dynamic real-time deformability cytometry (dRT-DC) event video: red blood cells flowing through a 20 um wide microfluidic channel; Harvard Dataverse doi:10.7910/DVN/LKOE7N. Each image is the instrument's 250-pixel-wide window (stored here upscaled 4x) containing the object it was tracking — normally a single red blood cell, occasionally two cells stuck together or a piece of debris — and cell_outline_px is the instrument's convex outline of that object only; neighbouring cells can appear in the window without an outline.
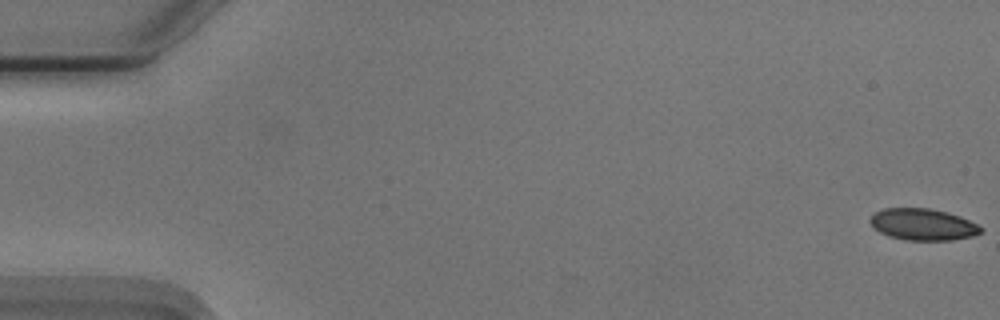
{"species": "Egyptian fruit bat (a non-hibernating species)", "species_latin": "Rousettus aegyptiacus", "temperature_condition": "cold", "stored_images_in_passage": 55, "camera_frame_rate_fps": 3000, "um_per_image_px": 0.085, "animal": {"sex": "male"}, "frame": {"image": 1, "passage_image": 1, "time_ms": 0.0, "image_size_px": [1000, 320], "cell_outline_px": [[984, 228], [980, 232], [972, 236], [952, 240], [904, 240], [888, 236], [880, 232], [868, 220], [876, 212], [884, 208], [928, 208], [948, 212], [960, 216]], "centroid_in_image_um": [78.45, 19.08], "position_along_channel_um": 6.6, "area_um2": 20.29}}
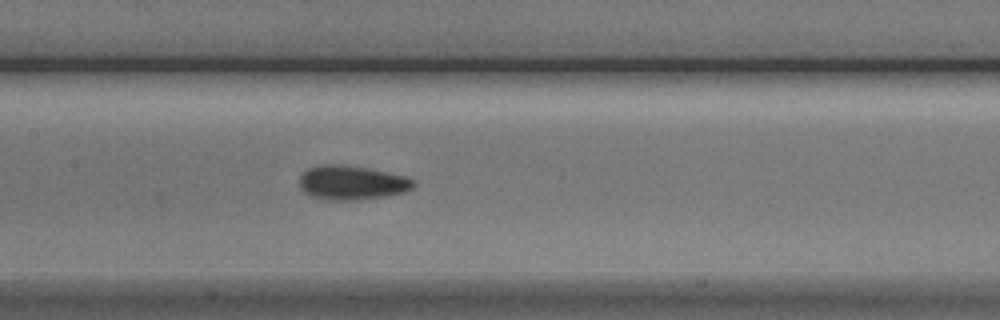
{"frame": {"image": 2, "passage_image": 27, "time_ms": 8.667, "image_size_px": [1000, 320], "cell_outline_px": [[416, 184], [412, 188], [404, 192], [388, 196], [356, 200], [328, 200], [308, 196], [300, 188], [300, 176], [308, 168], [316, 164], [340, 164], [388, 172], [408, 176], [416, 180]], "centroid_in_image_um": [29.91, 15.53], "position_along_channel_um": 177.5, "area_um2": 23.06}}
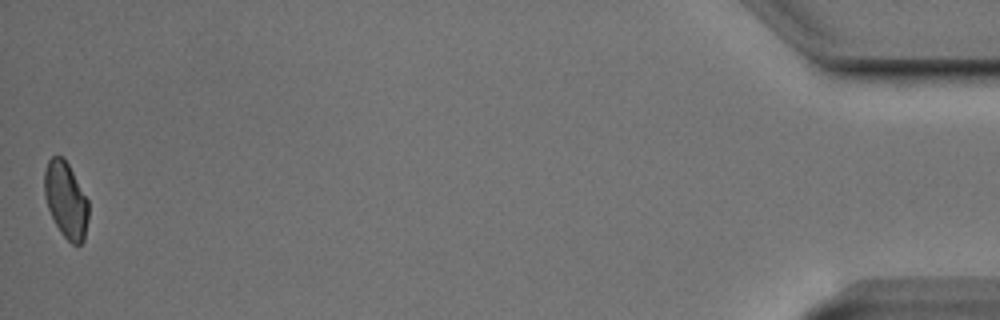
{"frame": {"image": 3, "passage_image": 55, "time_ms": 18.0, "image_size_px": [1000, 320], "cell_outline_px": [[88, 220], [84, 240], [80, 244], [72, 244], [60, 232], [48, 208], [44, 196], [44, 172], [48, 160], [52, 156], [60, 156], [68, 164], [88, 200]], "centroid_in_image_um": [5.59, 17.01], "position_along_channel_um": 429.6, "area_um2": 19.36}, "authors_computed_cell_mechanics": {"area_um2": 21.2704, "velocity_mm_per_s": 3.7451, "shape_relaxation_time_tau1_ms": 4.2995, "shape_relaxation_time_tau2_ms": 2.6568, "deformation_change_tau1": 0.0797, "deformation_change_tau2": 0.0761}}